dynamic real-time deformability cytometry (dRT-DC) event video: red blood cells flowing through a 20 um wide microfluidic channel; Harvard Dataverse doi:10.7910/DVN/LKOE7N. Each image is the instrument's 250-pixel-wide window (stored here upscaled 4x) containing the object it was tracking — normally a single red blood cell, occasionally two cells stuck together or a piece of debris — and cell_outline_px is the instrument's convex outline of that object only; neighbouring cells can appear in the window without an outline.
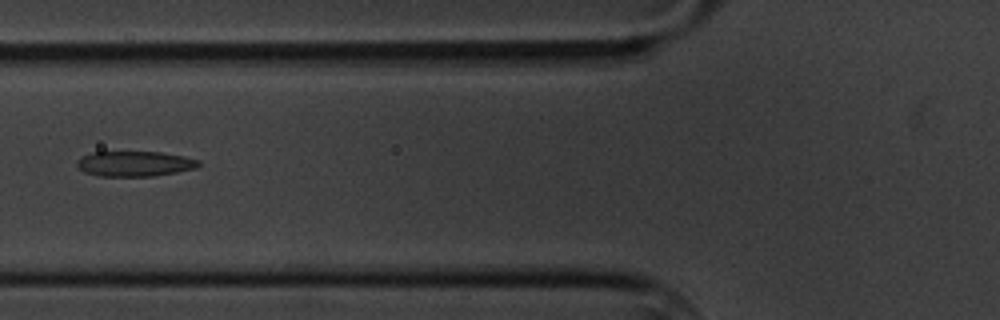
{"species": "common noctule bat (a hibernating species)", "species_latin": "Nyctalus noctula", "temperature_condition": "cold", "stored_images_in_passage": 7, "camera_frame_rate_fps": 3000, "um_per_image_px": 0.085, "animal": {"sex": "male", "body_mass_g": 20.1, "forearm_length_mm": 53.5}, "frame": {"image": 1, "passage_image": 3, "time_ms": 2.333, "image_size_px": [1000, 320], "cell_outline_px": [[200, 164], [196, 168], [176, 172], [152, 176], [100, 176], [84, 172], [76, 164], [76, 160], [92, 152], [160, 152], [184, 156], [200, 160]], "centroid_in_image_um": [11.46, 13.91], "position_along_channel_um": 114.3, "area_um2": 17.8}}
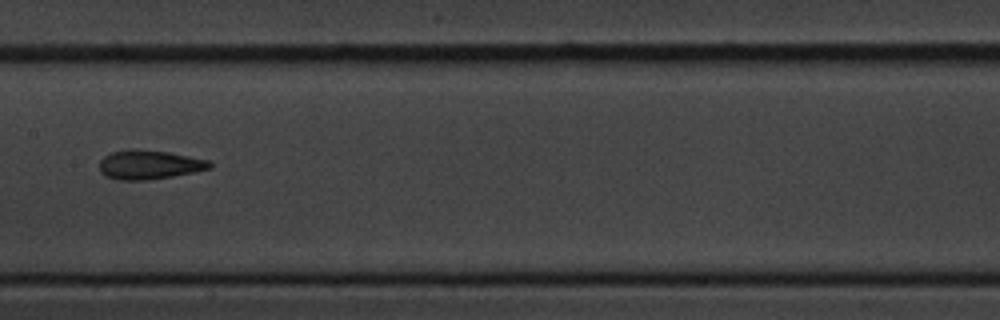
{"frame": {"image": 2, "passage_image": 5, "time_ms": 4.667, "image_size_px": [1000, 320], "cell_outline_px": [[212, 168], [172, 176], [144, 180], [120, 180], [104, 176], [100, 172], [100, 160], [104, 156], [112, 152], [128, 148], [136, 148], [168, 152], [208, 160], [212, 164]], "centroid_in_image_um": [12.64, 13.98], "position_along_channel_um": 194.8, "area_um2": 18.73}}
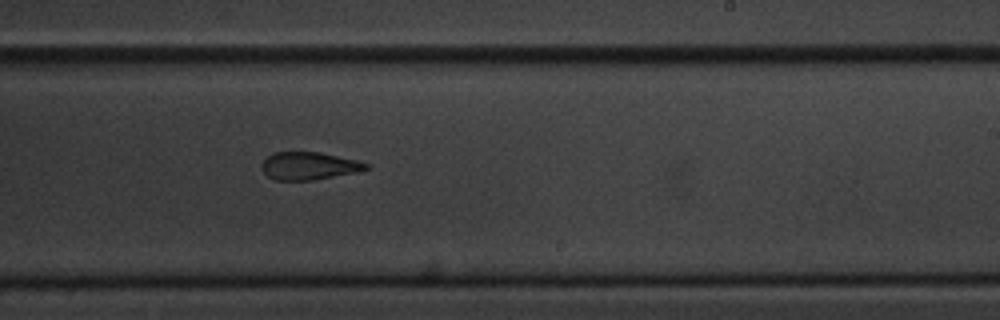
{"frame": {"image": 3, "passage_image": 7, "time_ms": 6.667, "image_size_px": [1000, 320], "cell_outline_px": [[372, 168], [356, 172], [312, 180], [276, 180], [268, 176], [260, 168], [260, 164], [272, 152], [316, 152], [356, 160], [368, 164]], "centroid_in_image_um": [26.23, 14.1], "position_along_channel_um": 262.8, "area_um2": 16.7}}